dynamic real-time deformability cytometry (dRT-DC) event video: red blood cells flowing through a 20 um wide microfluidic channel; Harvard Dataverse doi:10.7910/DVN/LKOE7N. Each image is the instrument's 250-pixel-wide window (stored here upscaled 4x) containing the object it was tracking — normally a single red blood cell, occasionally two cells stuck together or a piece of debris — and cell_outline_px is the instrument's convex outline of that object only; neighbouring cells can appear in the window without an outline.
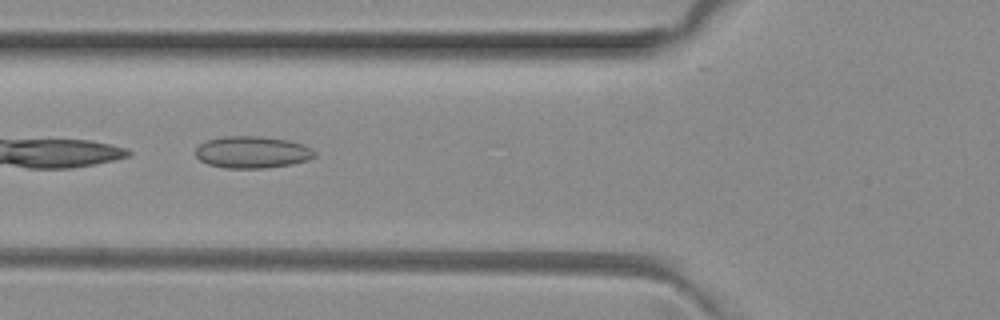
{"species": "common noctule bat (a hibernating species)", "species_latin": "Nyctalus noctula", "temperature_condition": "room temperature", "stored_images_in_passage": 5, "camera_frame_rate_fps": 3000, "um_per_image_px": 0.085, "animal": {"sex": "female", "body_mass_g": 29.2, "forearm_length_mm": 56.3}, "frame": {"image": 1, "passage_image": 2, "time_ms": 0.333, "image_size_px": [1000, 320], "cell_outline_px": [[316, 156], [308, 160], [292, 164], [264, 168], [224, 168], [208, 164], [200, 160], [196, 156], [196, 148], [200, 144], [208, 140], [224, 136], [260, 136], [288, 140], [304, 144], [312, 148], [316, 152]], "centroid_in_image_um": [21.47, 12.93], "position_along_channel_um": 104.3, "area_um2": 22.25}}
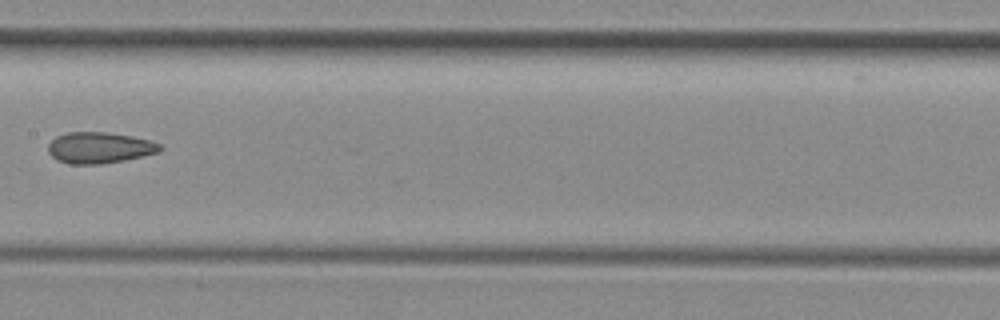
{"frame": {"image": 2, "passage_image": 4, "time_ms": 1.0, "image_size_px": [1000, 320], "cell_outline_px": [[164, 148], [160, 152], [124, 160], [100, 164], [68, 164], [56, 160], [48, 152], [48, 144], [56, 136], [68, 132], [108, 132], [132, 136], [152, 140], [160, 144]], "centroid_in_image_um": [8.47, 12.55], "position_along_channel_um": 198.9, "area_um2": 20.52}}
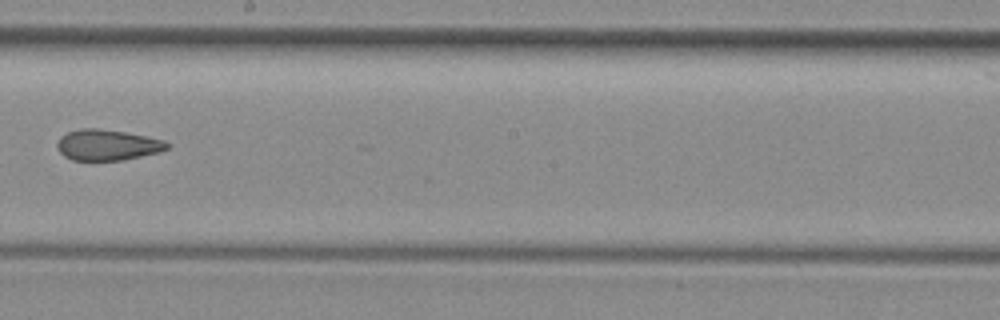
{"frame": {"image": 3, "passage_image": 5, "time_ms": 1.333, "image_size_px": [1000, 320], "cell_outline_px": [[172, 144], [168, 148], [156, 152], [124, 160], [72, 160], [64, 156], [60, 152], [56, 144], [60, 136], [68, 132], [80, 128], [100, 128], [124, 132], [164, 140]], "centroid_in_image_um": [9.1, 12.31], "position_along_channel_um": 239.1, "area_um2": 19.65}}